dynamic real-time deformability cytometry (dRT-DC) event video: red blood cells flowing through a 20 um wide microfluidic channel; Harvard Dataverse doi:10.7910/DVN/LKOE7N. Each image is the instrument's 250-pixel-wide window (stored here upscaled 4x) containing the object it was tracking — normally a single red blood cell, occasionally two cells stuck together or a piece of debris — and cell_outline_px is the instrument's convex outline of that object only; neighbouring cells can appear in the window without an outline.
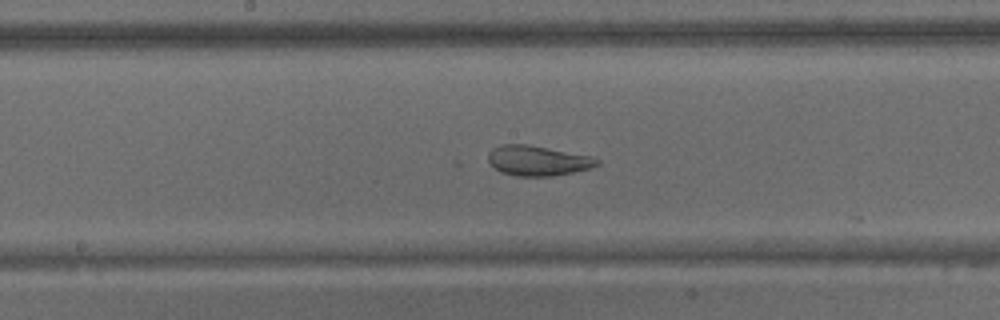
{"species": "common noctule bat (a hibernating species)", "species_latin": "Nyctalus noctula", "temperature_condition": "warm", "stored_images_in_passage": 34, "camera_frame_rate_fps": 3000, "um_per_image_px": 0.085, "animal": {"sex": "male", "body_mass_g": 15.6}, "frame": {"image": 1, "passage_image": 29, "time_ms": 9.333, "image_size_px": [1000, 320], "cell_outline_px": [[600, 164], [592, 168], [552, 176], [516, 176], [500, 172], [488, 164], [488, 152], [492, 148], [500, 144], [528, 144], [592, 156], [600, 160]], "centroid_in_image_um": [45.68, 13.65], "position_along_channel_um": 202.5, "area_um2": 19.36}}
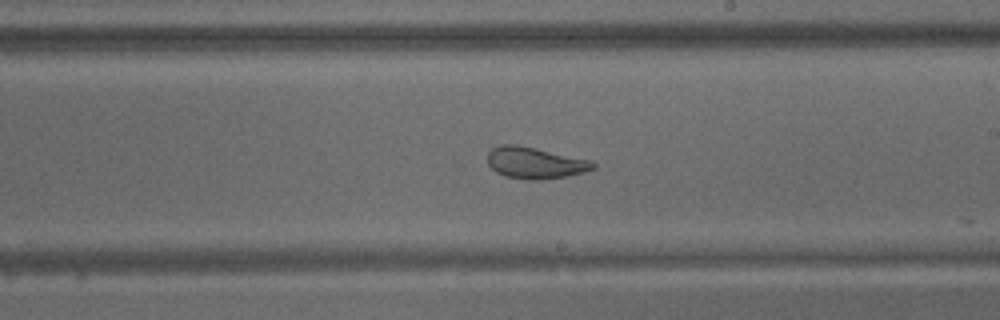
{"frame": {"image": 2, "passage_image": 33, "time_ms": 10.667, "image_size_px": [1000, 320], "cell_outline_px": [[596, 168], [584, 172], [568, 176], [536, 180], [528, 180], [504, 176], [496, 172], [488, 164], [488, 152], [492, 148], [500, 144], [516, 144], [592, 160], [596, 164]], "centroid_in_image_um": [45.49, 13.84], "position_along_channel_um": 243.5, "area_um2": 19.48}}